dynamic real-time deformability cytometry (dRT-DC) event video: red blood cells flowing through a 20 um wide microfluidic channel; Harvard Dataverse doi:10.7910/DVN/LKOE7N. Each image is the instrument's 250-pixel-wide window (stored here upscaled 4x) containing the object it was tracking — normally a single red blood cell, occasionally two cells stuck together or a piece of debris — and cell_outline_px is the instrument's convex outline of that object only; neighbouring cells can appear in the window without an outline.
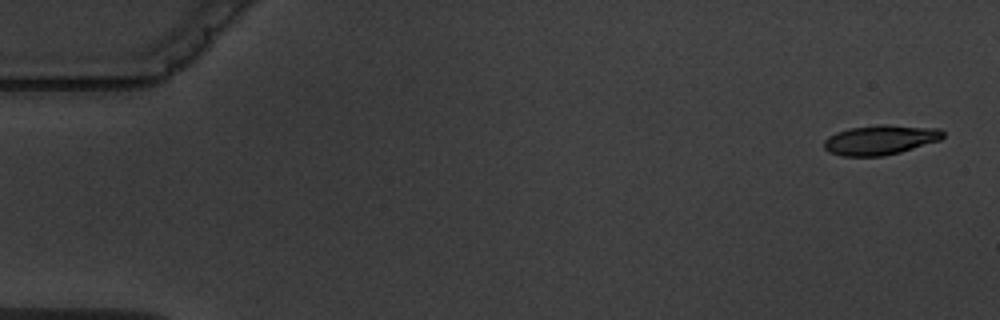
{"species": "common noctule bat (a hibernating species)", "species_latin": "Nyctalus noctula", "temperature_condition": "warm", "stored_images_in_passage": 4, "camera_frame_rate_fps": 3000, "um_per_image_px": 0.085, "animal": {"sex": "male", "body_mass_g": 19.5, "forearm_length_mm": 54.6}, "frame": {"image": 1, "passage_image": 1, "time_ms": 0.0, "image_size_px": [1000, 320], "cell_outline_px": [[944, 136], [940, 140], [900, 152], [884, 156], [844, 156], [828, 152], [824, 148], [824, 140], [828, 136], [836, 132], [848, 128], [876, 124], [884, 124], [940, 128], [944, 132]], "centroid_in_image_um": [74.81, 11.88], "position_along_channel_um": 10.2, "area_um2": 20.81}}
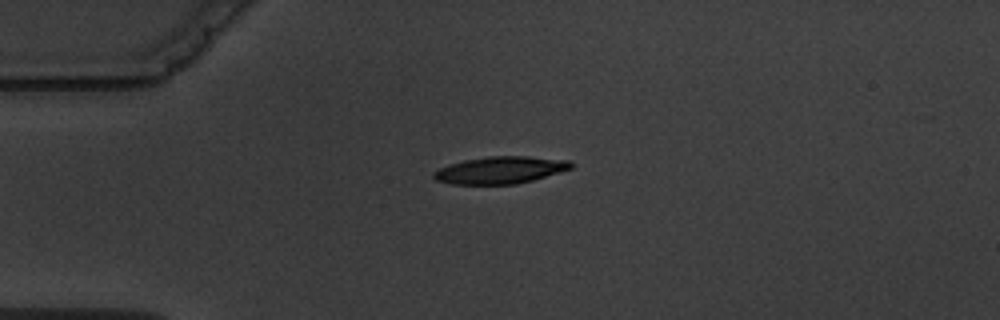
{"frame": {"image": 2, "passage_image": 4, "time_ms": 4.0, "image_size_px": [1000, 320], "cell_outline_px": [[572, 168], [560, 172], [532, 180], [516, 184], [452, 184], [436, 180], [432, 176], [432, 172], [440, 168], [464, 160], [488, 156], [528, 156], [568, 160], [572, 164]], "centroid_in_image_um": [42.52, 14.45], "position_along_channel_um": 42.5, "area_um2": 21.56}}